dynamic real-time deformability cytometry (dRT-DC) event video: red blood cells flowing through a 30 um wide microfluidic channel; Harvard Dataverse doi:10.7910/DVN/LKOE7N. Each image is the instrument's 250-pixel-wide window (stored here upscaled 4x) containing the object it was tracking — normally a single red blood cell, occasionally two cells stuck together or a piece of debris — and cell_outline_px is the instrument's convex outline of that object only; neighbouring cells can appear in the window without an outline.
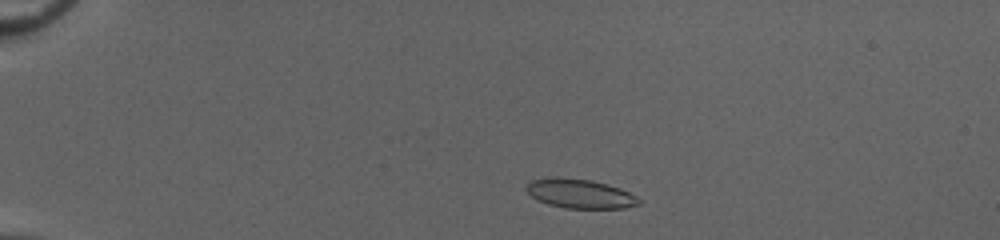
{"species": "common noctule bat (a hibernating species)", "species_latin": "Nyctalus noctula", "temperature_condition": "cold", "stored_images_in_passage": 44, "camera_frame_rate_fps": 3000, "um_per_image_px": 0.085, "animal": {"sex": "female", "body_mass_g": 20.0, "forearm_length_mm": 54.0}, "frame": {"image": 1, "passage_image": 4, "time_ms": 1.0, "image_size_px": [1000, 240], "cell_outline_px": [[640, 204], [624, 208], [564, 208], [548, 204], [536, 200], [524, 188], [532, 180], [592, 180], [608, 184], [620, 188], [636, 196], [640, 200]], "centroid_in_image_um": [49.36, 16.51], "position_along_channel_um": 35.6, "area_um2": 18.38}}
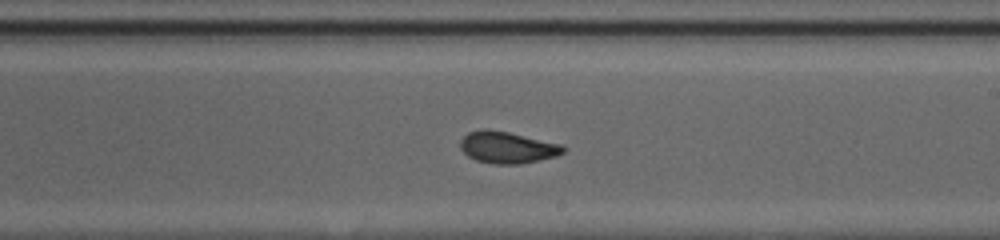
{"frame": {"image": 2, "passage_image": 25, "time_ms": 8.0, "image_size_px": [1000, 240], "cell_outline_px": [[568, 148], [564, 152], [556, 156], [540, 160], [520, 164], [492, 164], [476, 160], [468, 156], [460, 148], [460, 140], [468, 132], [484, 128], [488, 128], [508, 132], [560, 144]], "centroid_in_image_um": [43.11, 12.53], "position_along_channel_um": 245.9, "area_um2": 19.07}}
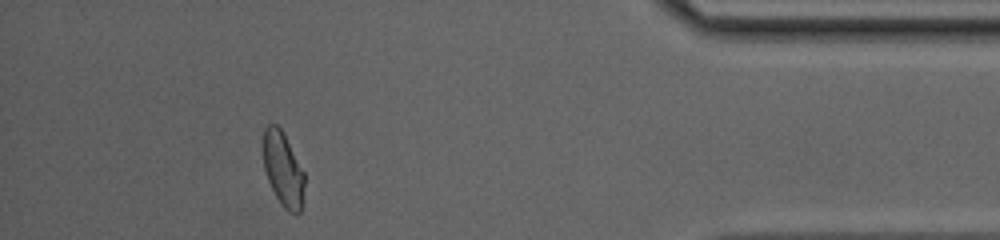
{"frame": {"image": 3, "passage_image": 40, "time_ms": 13.0, "image_size_px": [1000, 240], "cell_outline_px": [[304, 200], [300, 212], [296, 216], [288, 212], [280, 204], [268, 180], [264, 168], [260, 144], [264, 128], [268, 124], [276, 124], [280, 128], [304, 172]], "centroid_in_image_um": [24.03, 14.4], "position_along_channel_um": 411.2, "area_um2": 18.32}, "authors_computed_cell_mechanics": {"area_um2": 18.8139, "velocity_mm_per_s": 4.0736, "shape_relaxation_time_tau1_ms": 6.152, "shape_relaxation_time_tau2_ms": 0.9682, "deformation_change_tau1": 0.1513, "deformation_change_tau2": 0.06}}